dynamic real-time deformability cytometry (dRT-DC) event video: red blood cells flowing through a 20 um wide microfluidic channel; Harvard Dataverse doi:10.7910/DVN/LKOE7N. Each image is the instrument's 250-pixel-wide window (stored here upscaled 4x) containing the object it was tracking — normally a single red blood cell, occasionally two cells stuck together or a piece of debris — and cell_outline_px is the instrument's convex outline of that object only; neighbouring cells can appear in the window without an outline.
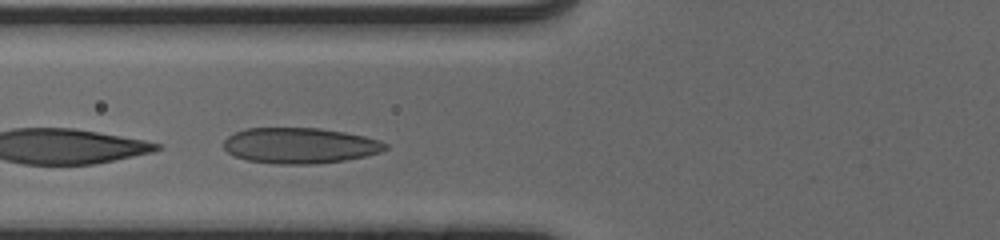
{"species": "human", "species_latin": "Homo sapiens", "temperature_condition": "cold", "stored_images_in_passage": 33, "camera_frame_rate_fps": 3000, "um_per_image_px": 0.085, "donor": {"sex": "male"}, "frame": {"image": 1, "passage_image": 6, "time_ms": 1.667, "image_size_px": [1000, 240], "cell_outline_px": [[388, 148], [380, 152], [364, 156], [344, 160], [312, 164], [276, 164], [248, 160], [232, 156], [224, 148], [224, 140], [228, 136], [236, 132], [248, 128], [320, 128], [344, 132], [364, 136], [380, 140], [388, 144]], "centroid_in_image_um": [25.48, 12.37], "position_along_channel_um": 100.3, "area_um2": 33.58}}
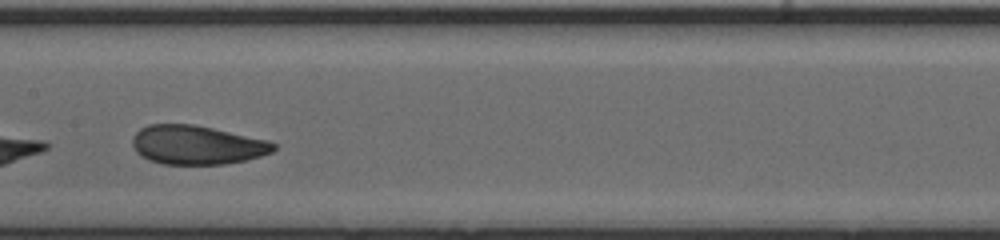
{"frame": {"image": 2, "passage_image": 13, "time_ms": 4.0, "image_size_px": [1000, 240], "cell_outline_px": [[276, 148], [272, 152], [260, 156], [244, 160], [224, 164], [164, 164], [140, 156], [136, 152], [132, 144], [132, 136], [140, 128], [148, 124], [192, 124], [212, 128], [268, 140], [276, 144]], "centroid_in_image_um": [16.71, 12.31], "position_along_channel_um": 190.7, "area_um2": 31.96}}
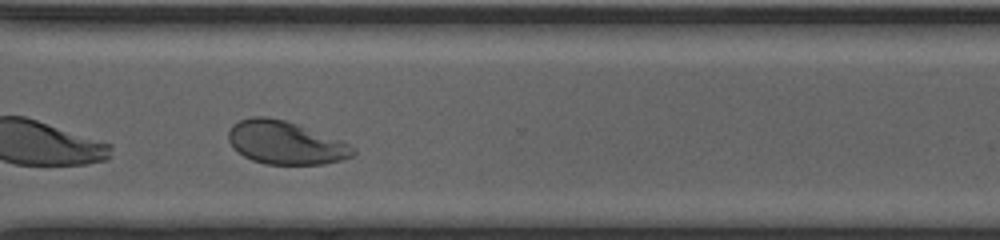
{"frame": {"image": 3, "passage_image": 25, "time_ms": 8.0, "image_size_px": [1000, 240], "cell_outline_px": [[356, 152], [352, 156], [340, 160], [324, 164], [264, 164], [252, 160], [244, 156], [232, 148], [228, 140], [228, 132], [232, 124], [240, 120], [252, 116], [268, 116], [284, 120], [296, 124], [340, 140], [356, 148]], "centroid_in_image_um": [24.22, 12.13], "position_along_channel_um": 346.4, "area_um2": 31.27}, "authors_computed_cell_mechanics": {"area_um2": 32.5414, "velocity_mm_per_s": 3.8737, "shape_relaxation_time_tau1_ms": 4.5897, "shape_relaxation_time_tau2_ms": null, "deformation_change_tau1": 0.1536, "deformation_change_tau2": null}}